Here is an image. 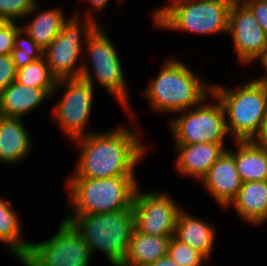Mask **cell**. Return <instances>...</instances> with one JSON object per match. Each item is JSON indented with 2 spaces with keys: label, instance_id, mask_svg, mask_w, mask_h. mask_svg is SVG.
Masks as SVG:
<instances>
[{
  "label": "cell",
  "instance_id": "7402d4cb",
  "mask_svg": "<svg viewBox=\"0 0 267 266\" xmlns=\"http://www.w3.org/2000/svg\"><path fill=\"white\" fill-rule=\"evenodd\" d=\"M38 3L34 5L33 9L26 16L31 17L36 13L35 17L24 26H21V29L44 51L61 32L66 17L60 7L40 11Z\"/></svg>",
  "mask_w": 267,
  "mask_h": 266
},
{
  "label": "cell",
  "instance_id": "44dd1931",
  "mask_svg": "<svg viewBox=\"0 0 267 266\" xmlns=\"http://www.w3.org/2000/svg\"><path fill=\"white\" fill-rule=\"evenodd\" d=\"M236 169L243 182L267 181V146L254 141H234Z\"/></svg>",
  "mask_w": 267,
  "mask_h": 266
},
{
  "label": "cell",
  "instance_id": "d6a6232c",
  "mask_svg": "<svg viewBox=\"0 0 267 266\" xmlns=\"http://www.w3.org/2000/svg\"><path fill=\"white\" fill-rule=\"evenodd\" d=\"M87 1L91 3V6L93 7V9H95V12L97 10V12L100 13L101 11H103V9H105L110 0H87Z\"/></svg>",
  "mask_w": 267,
  "mask_h": 266
},
{
  "label": "cell",
  "instance_id": "2e32d148",
  "mask_svg": "<svg viewBox=\"0 0 267 266\" xmlns=\"http://www.w3.org/2000/svg\"><path fill=\"white\" fill-rule=\"evenodd\" d=\"M21 118L0 116V163H18L32 149L30 135Z\"/></svg>",
  "mask_w": 267,
  "mask_h": 266
},
{
  "label": "cell",
  "instance_id": "6da1fadb",
  "mask_svg": "<svg viewBox=\"0 0 267 266\" xmlns=\"http://www.w3.org/2000/svg\"><path fill=\"white\" fill-rule=\"evenodd\" d=\"M134 131L122 125L72 140L78 144L80 154L70 178L136 176L135 167L146 154V145Z\"/></svg>",
  "mask_w": 267,
  "mask_h": 266
},
{
  "label": "cell",
  "instance_id": "ac0fdd59",
  "mask_svg": "<svg viewBox=\"0 0 267 266\" xmlns=\"http://www.w3.org/2000/svg\"><path fill=\"white\" fill-rule=\"evenodd\" d=\"M174 237L191 246L206 259L210 258L214 250L215 229L213 226L201 218L186 213L184 209L178 214Z\"/></svg>",
  "mask_w": 267,
  "mask_h": 266
},
{
  "label": "cell",
  "instance_id": "8992f818",
  "mask_svg": "<svg viewBox=\"0 0 267 266\" xmlns=\"http://www.w3.org/2000/svg\"><path fill=\"white\" fill-rule=\"evenodd\" d=\"M153 10L158 28L191 32L198 35L228 33L231 5L222 0H171Z\"/></svg>",
  "mask_w": 267,
  "mask_h": 266
},
{
  "label": "cell",
  "instance_id": "d6986e66",
  "mask_svg": "<svg viewBox=\"0 0 267 266\" xmlns=\"http://www.w3.org/2000/svg\"><path fill=\"white\" fill-rule=\"evenodd\" d=\"M234 206L242 220L260 225L267 220V181L243 182L237 197L227 208Z\"/></svg>",
  "mask_w": 267,
  "mask_h": 266
},
{
  "label": "cell",
  "instance_id": "603a6c76",
  "mask_svg": "<svg viewBox=\"0 0 267 266\" xmlns=\"http://www.w3.org/2000/svg\"><path fill=\"white\" fill-rule=\"evenodd\" d=\"M12 202L0 198V242H3L16 259L21 261L27 254L30 242L21 239L19 216Z\"/></svg>",
  "mask_w": 267,
  "mask_h": 266
},
{
  "label": "cell",
  "instance_id": "f1b7e54d",
  "mask_svg": "<svg viewBox=\"0 0 267 266\" xmlns=\"http://www.w3.org/2000/svg\"><path fill=\"white\" fill-rule=\"evenodd\" d=\"M17 69L11 54L0 55V92L16 80Z\"/></svg>",
  "mask_w": 267,
  "mask_h": 266
},
{
  "label": "cell",
  "instance_id": "e575fe53",
  "mask_svg": "<svg viewBox=\"0 0 267 266\" xmlns=\"http://www.w3.org/2000/svg\"><path fill=\"white\" fill-rule=\"evenodd\" d=\"M222 1H225L229 3L230 5H235V4H243L244 2L248 0H222Z\"/></svg>",
  "mask_w": 267,
  "mask_h": 266
},
{
  "label": "cell",
  "instance_id": "4dcf8cb0",
  "mask_svg": "<svg viewBox=\"0 0 267 266\" xmlns=\"http://www.w3.org/2000/svg\"><path fill=\"white\" fill-rule=\"evenodd\" d=\"M252 141H254L257 144L267 146V104H266L261 128L257 136Z\"/></svg>",
  "mask_w": 267,
  "mask_h": 266
},
{
  "label": "cell",
  "instance_id": "5bb4252c",
  "mask_svg": "<svg viewBox=\"0 0 267 266\" xmlns=\"http://www.w3.org/2000/svg\"><path fill=\"white\" fill-rule=\"evenodd\" d=\"M200 182L215 202L227 209L243 183L234 162V150L227 148Z\"/></svg>",
  "mask_w": 267,
  "mask_h": 266
},
{
  "label": "cell",
  "instance_id": "8fae6325",
  "mask_svg": "<svg viewBox=\"0 0 267 266\" xmlns=\"http://www.w3.org/2000/svg\"><path fill=\"white\" fill-rule=\"evenodd\" d=\"M104 26L98 25L89 37L83 41L86 44L89 60L93 67L95 79L101 87L110 92L116 101L121 103V107L132 112L129 104V98L124 81L121 58L118 56L117 49L112 44L107 30ZM130 108V109H129Z\"/></svg>",
  "mask_w": 267,
  "mask_h": 266
},
{
  "label": "cell",
  "instance_id": "f546056e",
  "mask_svg": "<svg viewBox=\"0 0 267 266\" xmlns=\"http://www.w3.org/2000/svg\"><path fill=\"white\" fill-rule=\"evenodd\" d=\"M244 4L250 9L267 37V0H248Z\"/></svg>",
  "mask_w": 267,
  "mask_h": 266
},
{
  "label": "cell",
  "instance_id": "e0dca14e",
  "mask_svg": "<svg viewBox=\"0 0 267 266\" xmlns=\"http://www.w3.org/2000/svg\"><path fill=\"white\" fill-rule=\"evenodd\" d=\"M48 97L50 95L42 88L24 86L14 81L0 92V116L23 119Z\"/></svg>",
  "mask_w": 267,
  "mask_h": 266
},
{
  "label": "cell",
  "instance_id": "d4e9b609",
  "mask_svg": "<svg viewBox=\"0 0 267 266\" xmlns=\"http://www.w3.org/2000/svg\"><path fill=\"white\" fill-rule=\"evenodd\" d=\"M11 56L18 70L32 63L34 60L42 58L43 50L20 28L14 38V48L12 49Z\"/></svg>",
  "mask_w": 267,
  "mask_h": 266
},
{
  "label": "cell",
  "instance_id": "484cf974",
  "mask_svg": "<svg viewBox=\"0 0 267 266\" xmlns=\"http://www.w3.org/2000/svg\"><path fill=\"white\" fill-rule=\"evenodd\" d=\"M168 256L180 266H203V261H206L201 253L180 242L174 236L169 242Z\"/></svg>",
  "mask_w": 267,
  "mask_h": 266
},
{
  "label": "cell",
  "instance_id": "9c48e42d",
  "mask_svg": "<svg viewBox=\"0 0 267 266\" xmlns=\"http://www.w3.org/2000/svg\"><path fill=\"white\" fill-rule=\"evenodd\" d=\"M88 14L82 23L77 14L66 20L61 32L43 51L51 73L57 80L80 77L83 61L79 63V60L84 50L82 39L84 37L86 40L99 25L93 15L90 12Z\"/></svg>",
  "mask_w": 267,
  "mask_h": 266
},
{
  "label": "cell",
  "instance_id": "3957f363",
  "mask_svg": "<svg viewBox=\"0 0 267 266\" xmlns=\"http://www.w3.org/2000/svg\"><path fill=\"white\" fill-rule=\"evenodd\" d=\"M70 222L83 236L90 251L102 252L112 266H121L133 233V208L91 215H67Z\"/></svg>",
  "mask_w": 267,
  "mask_h": 266
},
{
  "label": "cell",
  "instance_id": "7c38bea8",
  "mask_svg": "<svg viewBox=\"0 0 267 266\" xmlns=\"http://www.w3.org/2000/svg\"><path fill=\"white\" fill-rule=\"evenodd\" d=\"M165 192H142L139 186L133 199L136 231L154 236H174L176 221L182 210Z\"/></svg>",
  "mask_w": 267,
  "mask_h": 266
},
{
  "label": "cell",
  "instance_id": "52a82bcc",
  "mask_svg": "<svg viewBox=\"0 0 267 266\" xmlns=\"http://www.w3.org/2000/svg\"><path fill=\"white\" fill-rule=\"evenodd\" d=\"M90 68L83 60L80 77L59 79L54 92L65 84V91L54 107V121L60 126L65 137L74 140L91 134L86 131L94 97L93 79Z\"/></svg>",
  "mask_w": 267,
  "mask_h": 266
},
{
  "label": "cell",
  "instance_id": "83f0119b",
  "mask_svg": "<svg viewBox=\"0 0 267 266\" xmlns=\"http://www.w3.org/2000/svg\"><path fill=\"white\" fill-rule=\"evenodd\" d=\"M18 22H9L0 18V55H9L14 48V38L21 28Z\"/></svg>",
  "mask_w": 267,
  "mask_h": 266
},
{
  "label": "cell",
  "instance_id": "4fadbf2b",
  "mask_svg": "<svg viewBox=\"0 0 267 266\" xmlns=\"http://www.w3.org/2000/svg\"><path fill=\"white\" fill-rule=\"evenodd\" d=\"M228 32L232 36L239 62L252 65V62L261 61L267 54L265 32L244 3L231 5Z\"/></svg>",
  "mask_w": 267,
  "mask_h": 266
},
{
  "label": "cell",
  "instance_id": "1f68e13d",
  "mask_svg": "<svg viewBox=\"0 0 267 266\" xmlns=\"http://www.w3.org/2000/svg\"><path fill=\"white\" fill-rule=\"evenodd\" d=\"M149 266H180V265H178L168 255H166L164 257L157 259Z\"/></svg>",
  "mask_w": 267,
  "mask_h": 266
},
{
  "label": "cell",
  "instance_id": "277c9868",
  "mask_svg": "<svg viewBox=\"0 0 267 266\" xmlns=\"http://www.w3.org/2000/svg\"><path fill=\"white\" fill-rule=\"evenodd\" d=\"M68 180L69 210H71L68 215H97L129 209L132 207L138 187L136 176Z\"/></svg>",
  "mask_w": 267,
  "mask_h": 266
},
{
  "label": "cell",
  "instance_id": "30bf717a",
  "mask_svg": "<svg viewBox=\"0 0 267 266\" xmlns=\"http://www.w3.org/2000/svg\"><path fill=\"white\" fill-rule=\"evenodd\" d=\"M211 95L216 103L206 104V98L193 110H182L173 116L169 126L176 144H225L228 133L224 108L218 98Z\"/></svg>",
  "mask_w": 267,
  "mask_h": 266
},
{
  "label": "cell",
  "instance_id": "9a60e30c",
  "mask_svg": "<svg viewBox=\"0 0 267 266\" xmlns=\"http://www.w3.org/2000/svg\"><path fill=\"white\" fill-rule=\"evenodd\" d=\"M175 145L178 150L177 171L200 181L227 149L225 144L213 143Z\"/></svg>",
  "mask_w": 267,
  "mask_h": 266
},
{
  "label": "cell",
  "instance_id": "ba28073f",
  "mask_svg": "<svg viewBox=\"0 0 267 266\" xmlns=\"http://www.w3.org/2000/svg\"><path fill=\"white\" fill-rule=\"evenodd\" d=\"M92 253L83 236L68 221L42 242H31L23 266H89Z\"/></svg>",
  "mask_w": 267,
  "mask_h": 266
},
{
  "label": "cell",
  "instance_id": "ffe728a7",
  "mask_svg": "<svg viewBox=\"0 0 267 266\" xmlns=\"http://www.w3.org/2000/svg\"><path fill=\"white\" fill-rule=\"evenodd\" d=\"M171 237L148 235L134 229L121 266H149L168 255Z\"/></svg>",
  "mask_w": 267,
  "mask_h": 266
},
{
  "label": "cell",
  "instance_id": "cb8c5ba5",
  "mask_svg": "<svg viewBox=\"0 0 267 266\" xmlns=\"http://www.w3.org/2000/svg\"><path fill=\"white\" fill-rule=\"evenodd\" d=\"M15 81L24 86L42 88L49 95H52L58 80L51 73L50 67L43 56L18 69Z\"/></svg>",
  "mask_w": 267,
  "mask_h": 266
},
{
  "label": "cell",
  "instance_id": "836d02e7",
  "mask_svg": "<svg viewBox=\"0 0 267 266\" xmlns=\"http://www.w3.org/2000/svg\"><path fill=\"white\" fill-rule=\"evenodd\" d=\"M261 66H263L262 68L265 69L266 74L263 76H261L260 78H258L262 83H264L265 85H267V54L264 56V58L260 61Z\"/></svg>",
  "mask_w": 267,
  "mask_h": 266
},
{
  "label": "cell",
  "instance_id": "7a4b0ae2",
  "mask_svg": "<svg viewBox=\"0 0 267 266\" xmlns=\"http://www.w3.org/2000/svg\"><path fill=\"white\" fill-rule=\"evenodd\" d=\"M144 96L151 109L176 114L200 104L212 93V84L200 81L193 70L174 58L167 59L158 76L150 82Z\"/></svg>",
  "mask_w": 267,
  "mask_h": 266
},
{
  "label": "cell",
  "instance_id": "5b68a950",
  "mask_svg": "<svg viewBox=\"0 0 267 266\" xmlns=\"http://www.w3.org/2000/svg\"><path fill=\"white\" fill-rule=\"evenodd\" d=\"M212 85V94L222 103L226 130L234 141L253 140L262 125L267 104V85L254 79L236 90Z\"/></svg>",
  "mask_w": 267,
  "mask_h": 266
},
{
  "label": "cell",
  "instance_id": "4316f807",
  "mask_svg": "<svg viewBox=\"0 0 267 266\" xmlns=\"http://www.w3.org/2000/svg\"><path fill=\"white\" fill-rule=\"evenodd\" d=\"M37 0H0V18L9 22L25 18Z\"/></svg>",
  "mask_w": 267,
  "mask_h": 266
}]
</instances>
